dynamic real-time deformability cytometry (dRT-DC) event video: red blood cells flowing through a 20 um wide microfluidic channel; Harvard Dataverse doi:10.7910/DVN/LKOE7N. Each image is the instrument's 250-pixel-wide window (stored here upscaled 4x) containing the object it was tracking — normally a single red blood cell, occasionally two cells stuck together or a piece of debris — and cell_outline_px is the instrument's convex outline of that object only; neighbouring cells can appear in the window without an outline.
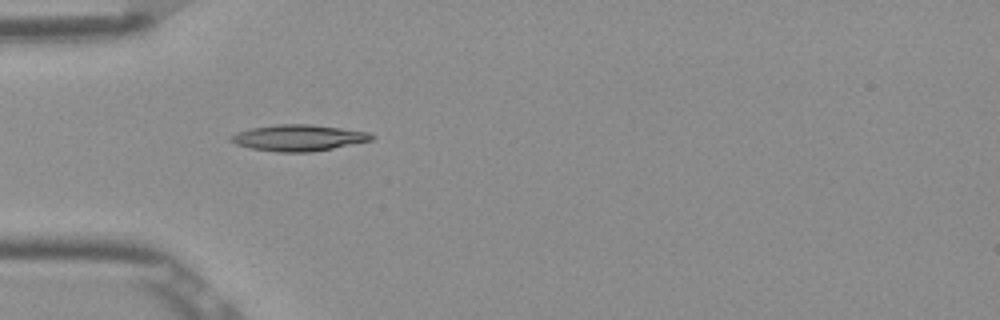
{"species": "Egyptian fruit bat (a non-hibernating species)", "species_latin": "Rousettus aegyptiacus", "temperature_condition": "room temperature", "stored_images_in_passage": 40, "camera_frame_rate_fps": 3000, "um_per_image_px": 0.085, "frame": {"image": 1, "passage_image": 4, "time_ms": 1.0, "image_size_px": [1000, 320], "cell_outline_px": [[376, 136], [372, 140], [312, 152], [276, 152], [252, 148], [236, 144], [228, 140], [228, 136], [236, 132], [252, 128], [276, 124], [308, 124], [340, 128], [368, 132]], "centroid_in_image_um": [25.33, 11.71], "position_along_channel_um": 59.7, "area_um2": 21.44}}
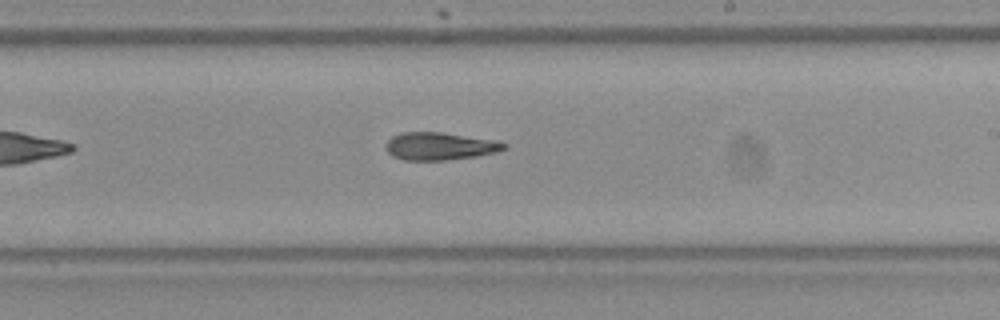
{"frame": {"image": 2, "passage_image": 19, "time_ms": 6.0, "image_size_px": [1000, 320], "cell_outline_px": [[508, 148], [496, 152], [476, 156], [444, 160], [404, 160], [392, 156], [384, 148], [388, 140], [392, 136], [400, 132], [440, 132], [500, 140], [508, 144]], "centroid_in_image_um": [37.41, 12.42], "position_along_channel_um": 251.6, "area_um2": 19.31}}
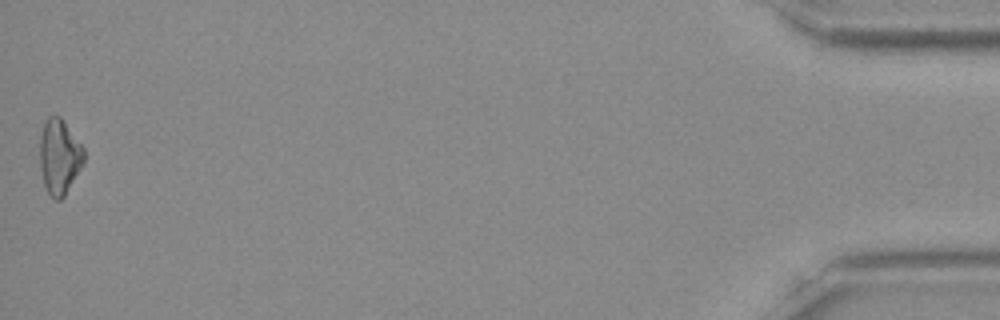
{"frame": {"image": 3, "passage_image": 40, "time_ms": 13.0, "image_size_px": [1000, 320], "cell_outline_px": [[84, 160], [80, 168], [64, 196], [60, 200], [56, 200], [48, 192], [44, 184], [40, 168], [40, 136], [44, 120], [48, 116], [60, 116], [84, 148]], "centroid_in_image_um": [5.03, 13.28], "position_along_channel_um": 430.2, "area_um2": 19.07}}